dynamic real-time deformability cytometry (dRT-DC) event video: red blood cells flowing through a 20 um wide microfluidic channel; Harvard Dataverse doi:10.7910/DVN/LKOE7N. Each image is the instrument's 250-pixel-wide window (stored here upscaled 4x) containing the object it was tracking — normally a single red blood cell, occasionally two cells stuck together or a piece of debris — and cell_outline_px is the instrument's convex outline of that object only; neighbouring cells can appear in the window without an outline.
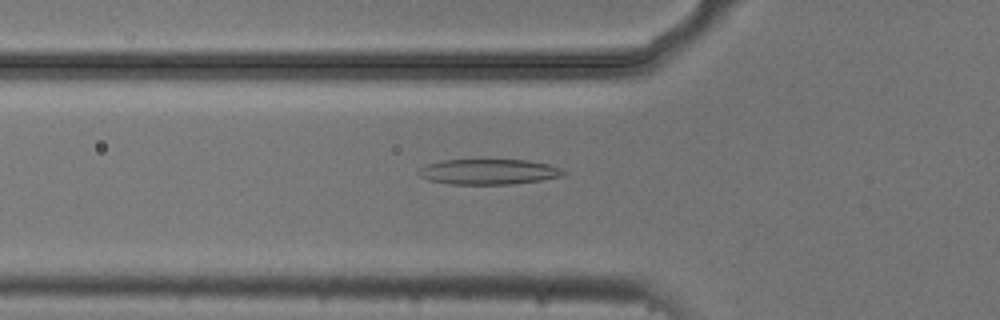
{"species": "common noctule bat (a hibernating species)", "species_latin": "Nyctalus noctula", "temperature_condition": "cold", "stored_images_in_passage": 43, "camera_frame_rate_fps": 3000, "um_per_image_px": 0.085, "animal": {"sex": "male", "body_mass_g": 20.5, "forearm_length_mm": 52.5}, "frame": {"image": 1, "passage_image": 8, "time_ms": 2.333, "image_size_px": [1000, 320], "cell_outline_px": [[568, 172], [560, 176], [540, 180], [512, 184], [448, 184], [428, 180], [420, 176], [416, 172], [420, 168], [428, 164], [444, 160], [528, 160], [548, 164], [564, 168]], "centroid_in_image_um": [41.55, 14.6], "position_along_channel_um": 84.3, "area_um2": 21.44}}
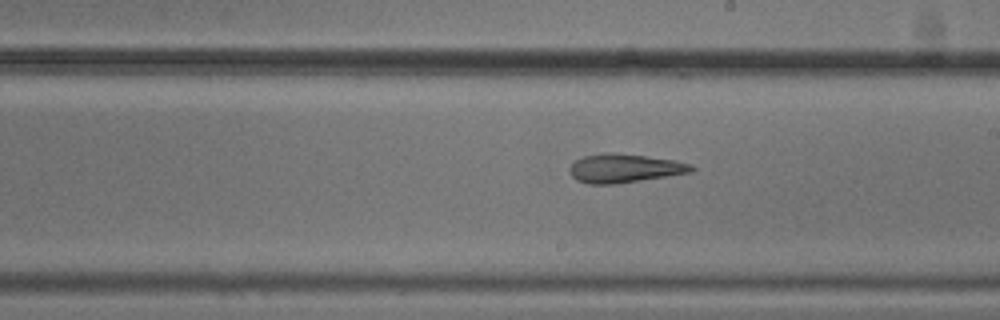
{"frame": {"image": 2, "passage_image": 20, "time_ms": 6.333, "image_size_px": [1000, 320], "cell_outline_px": [[696, 168], [692, 172], [616, 184], [588, 184], [576, 180], [568, 172], [568, 168], [576, 160], [584, 156], [608, 152], [616, 152], [672, 160], [692, 164]], "centroid_in_image_um": [53.05, 14.31], "position_along_channel_um": 236.0, "area_um2": 20.4}}
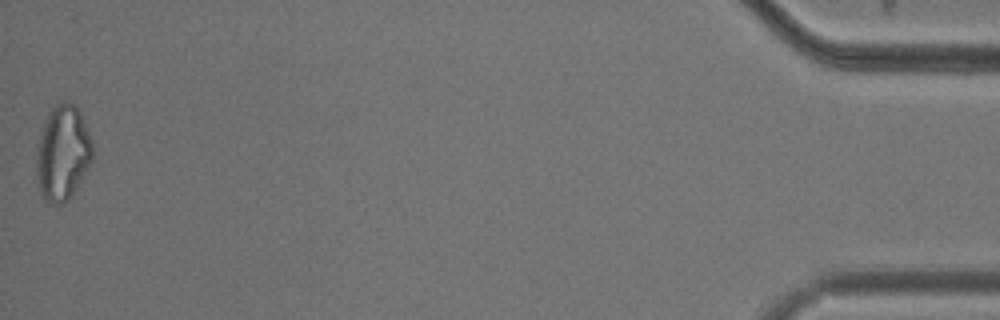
{"frame": {"image": 3, "passage_image": 43, "time_ms": 14.0, "image_size_px": [1000, 320], "cell_outline_px": [[92, 160], [72, 196], [68, 200], [60, 204], [52, 204], [40, 192], [36, 176], [36, 152], [44, 120], [52, 108], [56, 104], [64, 100], [72, 104], [80, 112], [84, 120], [92, 140]], "centroid_in_image_um": [5.32, 13.0], "position_along_channel_um": 429.9, "area_um2": 30.98}, "authors_computed_cell_mechanics": {"area_um2": 21.7906, "velocity_mm_per_s": 3.76, "shape_relaxation_time_tau1_ms": null, "shape_relaxation_time_tau2_ms": 6.2434, "deformation_change_tau1": null, "deformation_change_tau2": 0.2033}}